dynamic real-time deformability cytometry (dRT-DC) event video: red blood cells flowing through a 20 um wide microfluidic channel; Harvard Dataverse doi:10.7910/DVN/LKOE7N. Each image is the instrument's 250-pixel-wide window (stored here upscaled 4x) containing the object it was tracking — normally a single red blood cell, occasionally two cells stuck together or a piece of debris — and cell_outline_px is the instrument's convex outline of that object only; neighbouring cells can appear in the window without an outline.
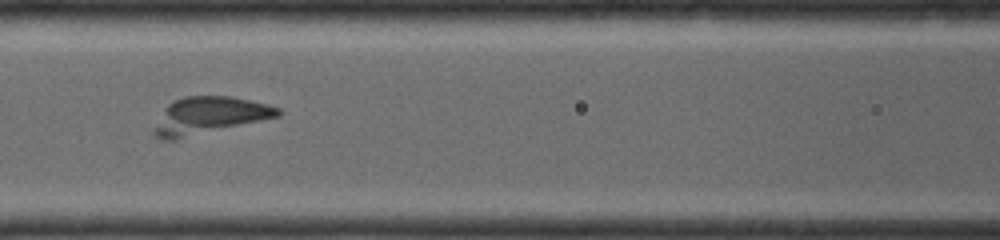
{"species": "common noctule bat (a hibernating species)", "species_latin": "Nyctalus noctula", "temperature_condition": "room temperature", "stored_images_in_passage": 23, "camera_frame_rate_fps": 4000, "um_per_image_px": 0.085, "animal": {"sex": "female", "body_mass_g": 19.0, "forearm_length_mm": 56.7}, "frame": {"image": 1, "passage_image": 19, "time_ms": 6.5, "image_size_px": [1000, 240], "cell_outline_px": [[284, 112], [280, 116], [172, 140], [156, 136], [156, 128], [164, 108], [168, 104], [184, 96], [232, 96], [252, 100], [268, 104], [280, 108]], "centroid_in_image_um": [17.88, 9.78], "position_along_channel_um": 148.7, "area_um2": 26.07}}
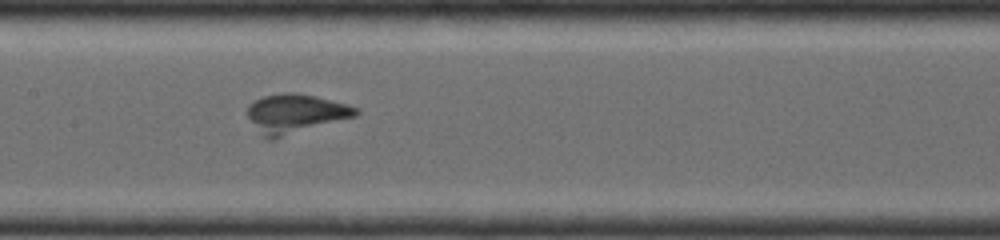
{"frame": {"image": 2, "passage_image": 21, "time_ms": 7.25, "image_size_px": [1000, 240], "cell_outline_px": [[360, 112], [356, 116], [276, 136], [268, 136], [244, 112], [248, 104], [264, 96], [284, 92], [296, 92], [316, 96], [348, 104], [360, 108]], "centroid_in_image_um": [25.17, 9.55], "position_along_channel_um": 182.2, "area_um2": 23.35}}
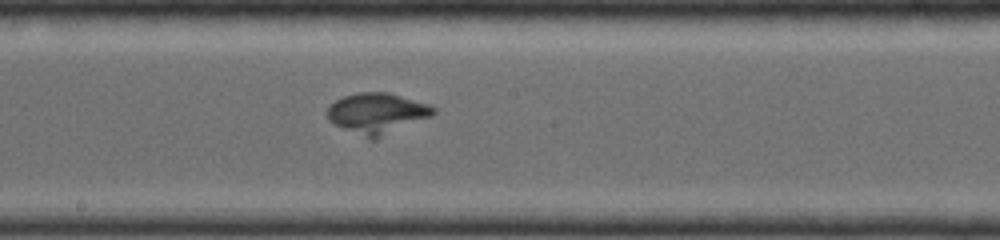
{"frame": {"image": 3, "passage_image": 23, "time_ms": 8.0, "image_size_px": [1000, 240], "cell_outline_px": [[436, 112], [432, 116], [372, 140], [336, 124], [328, 120], [328, 104], [344, 96], [360, 92], [388, 92], [428, 104], [436, 108]], "centroid_in_image_um": [32.06, 9.6], "position_along_channel_um": 216.1, "area_um2": 24.68}}